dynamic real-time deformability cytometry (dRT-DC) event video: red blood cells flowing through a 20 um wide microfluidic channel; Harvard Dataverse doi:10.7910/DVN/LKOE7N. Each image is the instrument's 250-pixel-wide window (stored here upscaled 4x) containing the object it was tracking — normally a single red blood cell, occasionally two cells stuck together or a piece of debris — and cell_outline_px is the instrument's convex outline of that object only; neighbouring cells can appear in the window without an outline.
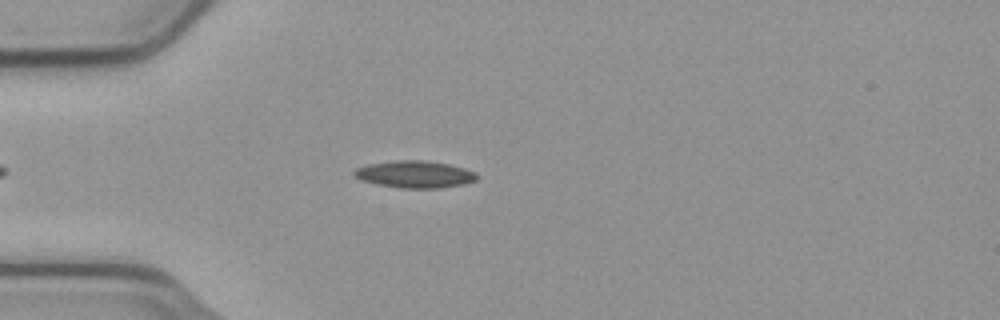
{"species": "common noctule bat (a hibernating species)", "species_latin": "Nyctalus noctula", "temperature_condition": "cold", "stored_images_in_passage": 45, "camera_frame_rate_fps": 3000, "um_per_image_px": 0.085, "animal": {"sex": "male", "body_mass_g": 23.1, "forearm_length_mm": 52.7}, "frame": {"image": 1, "passage_image": 9, "time_ms": 2.667, "image_size_px": [1000, 320], "cell_outline_px": [[480, 176], [476, 180], [464, 184], [440, 188], [400, 188], [380, 184], [364, 180], [356, 176], [352, 172], [356, 168], [368, 164], [396, 160], [424, 160], [448, 164], [464, 168], [476, 172]], "centroid_in_image_um": [35.32, 14.81], "position_along_channel_um": 49.7, "area_um2": 19.25}}
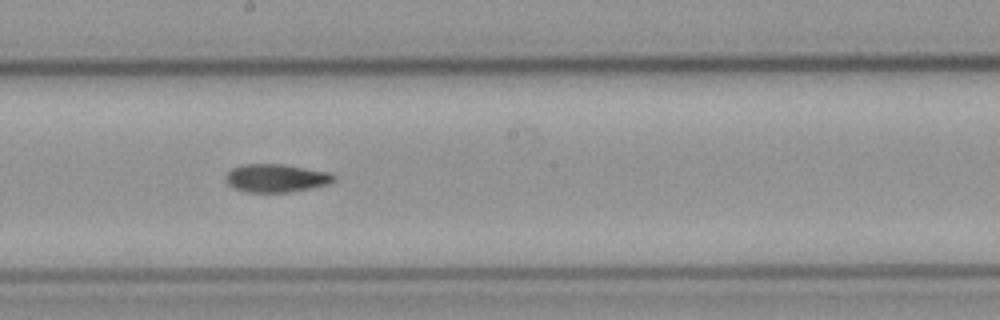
{"frame": {"image": 2, "passage_image": 24, "time_ms": 7.667, "image_size_px": [1000, 320], "cell_outline_px": [[336, 180], [328, 184], [288, 192], [248, 192], [236, 188], [228, 184], [224, 176], [232, 168], [244, 164], [284, 164], [332, 172], [336, 176]], "centroid_in_image_um": [23.51, 15.12], "position_along_channel_um": 224.7, "area_um2": 17.74}}
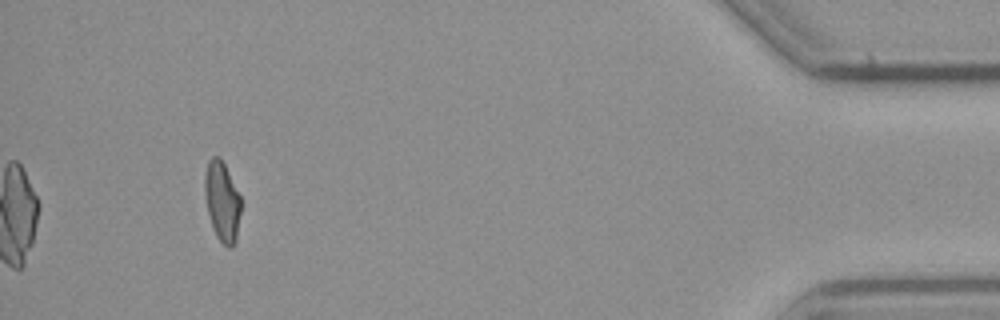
{"frame": {"image": 3, "passage_image": 45, "time_ms": 14.667, "image_size_px": [1000, 320], "cell_outline_px": [[240, 212], [236, 240], [232, 248], [228, 248], [216, 236], [212, 228], [208, 212], [204, 192], [204, 176], [208, 160], [212, 156], [220, 156], [240, 196]], "centroid_in_image_um": [18.86, 17.12], "position_along_channel_um": 416.3, "area_um2": 16.76}, "authors_computed_cell_mechanics": {"area_um2": 17.7446, "velocity_mm_per_s": 3.7527, "shape_relaxation_time_tau1_ms": null, "shape_relaxation_time_tau2_ms": 6.5753, "deformation_change_tau1": null, "deformation_change_tau2": 0.1312}}